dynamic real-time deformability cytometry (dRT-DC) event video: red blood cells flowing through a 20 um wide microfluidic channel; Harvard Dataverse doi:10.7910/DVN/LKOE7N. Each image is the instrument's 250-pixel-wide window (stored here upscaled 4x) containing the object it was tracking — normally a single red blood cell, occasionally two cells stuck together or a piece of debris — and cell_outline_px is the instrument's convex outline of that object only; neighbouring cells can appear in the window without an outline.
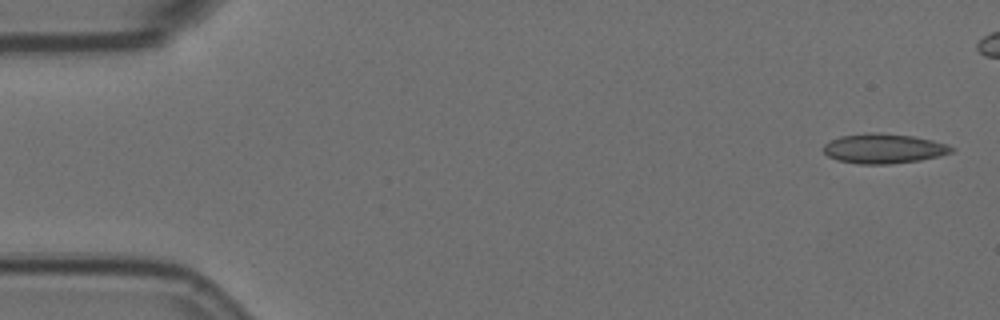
{"species": "Egyptian fruit bat (a non-hibernating species)", "species_latin": "Rousettus aegyptiacus", "temperature_condition": "room temperature", "stored_images_in_passage": 6, "camera_frame_rate_fps": 3000, "um_per_image_px": 0.085, "animal": {"sex": "female"}, "frame": {"image": 1, "passage_image": 1, "time_ms": 0.0, "image_size_px": [1000, 320], "cell_outline_px": [[956, 148], [952, 152], [940, 156], [920, 160], [888, 164], [860, 164], [836, 160], [828, 156], [824, 152], [824, 144], [840, 136], [868, 132], [880, 132], [912, 136], [932, 140], [948, 144]], "centroid_in_image_um": [75.13, 12.62], "position_along_channel_um": 9.9, "area_um2": 22.31}}